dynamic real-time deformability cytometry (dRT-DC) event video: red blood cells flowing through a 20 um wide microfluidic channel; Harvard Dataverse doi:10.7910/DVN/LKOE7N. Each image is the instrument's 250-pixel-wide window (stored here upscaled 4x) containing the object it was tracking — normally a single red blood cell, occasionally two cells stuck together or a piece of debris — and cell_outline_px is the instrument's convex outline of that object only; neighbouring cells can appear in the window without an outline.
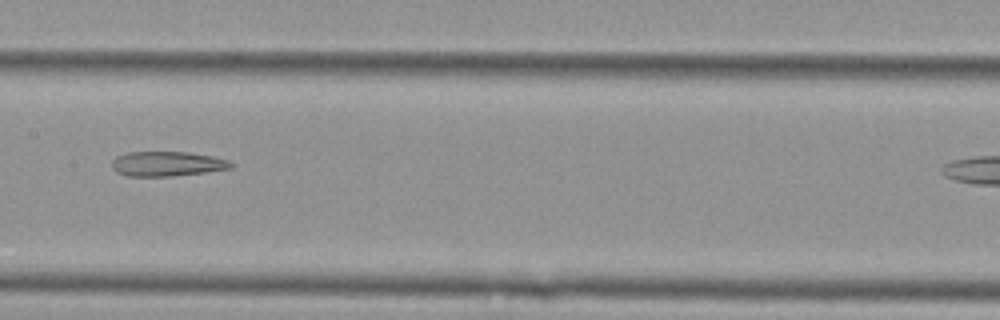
{"species": "Egyptian fruit bat (a non-hibernating species)", "species_latin": "Rousettus aegyptiacus", "temperature_condition": "cold", "stored_images_in_passage": 15, "camera_frame_rate_fps": 3000, "um_per_image_px": 0.085, "animal": {"sex": "female"}, "frame": {"image": 1, "passage_image": 7, "time_ms": 2.0, "image_size_px": [1000, 320], "cell_outline_px": [[232, 168], [208, 172], [172, 176], [128, 176], [116, 172], [112, 168], [112, 160], [116, 156], [128, 152], [188, 152], [212, 156], [228, 160], [232, 164]], "centroid_in_image_um": [14.19, 13.93], "position_along_channel_um": 193.2, "area_um2": 17.22}}
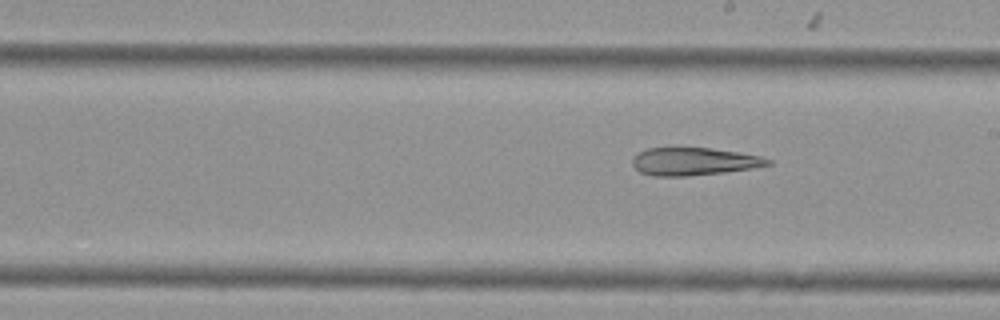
{"frame": {"image": 2, "passage_image": 9, "time_ms": 2.667, "image_size_px": [1000, 320], "cell_outline_px": [[772, 164], [752, 168], [724, 172], [688, 176], [652, 176], [640, 172], [632, 164], [632, 156], [648, 148], [712, 148], [760, 156], [772, 160]], "centroid_in_image_um": [58.96, 13.73], "position_along_channel_um": 230.0, "area_um2": 21.79}}
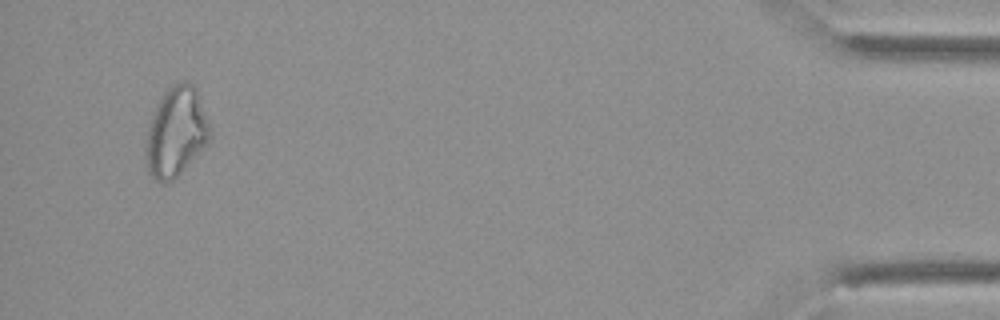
{"frame": {"image": 3, "passage_image": 15, "time_ms": 4.667, "image_size_px": [1000, 320], "cell_outline_px": [[212, 136], [180, 172], [168, 184], [160, 184], [148, 172], [144, 160], [144, 144], [148, 124], [156, 104], [164, 92], [172, 84], [180, 80], [184, 80], [192, 84], [196, 88], [200, 96], [212, 132]], "centroid_in_image_um": [14.91, 11.2], "position_along_channel_um": 420.3, "area_um2": 33.87}}